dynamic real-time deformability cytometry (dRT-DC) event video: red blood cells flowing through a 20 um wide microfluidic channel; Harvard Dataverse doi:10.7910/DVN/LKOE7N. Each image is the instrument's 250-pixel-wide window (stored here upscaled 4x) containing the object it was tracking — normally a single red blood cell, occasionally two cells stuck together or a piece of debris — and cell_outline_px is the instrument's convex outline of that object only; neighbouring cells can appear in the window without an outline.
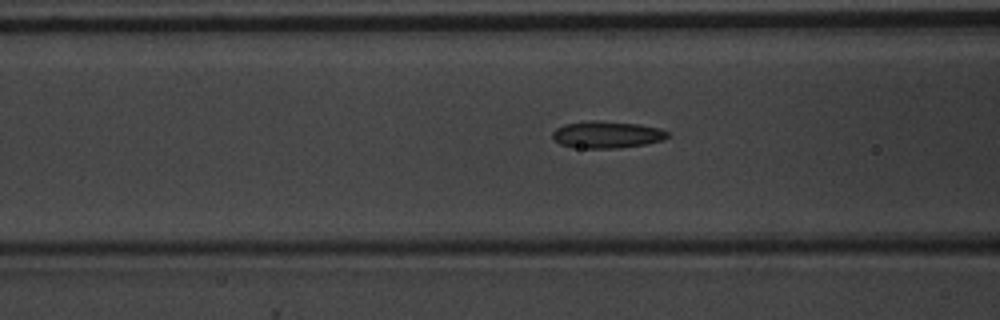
{"species": "common noctule bat (a hibernating species)", "species_latin": "Nyctalus noctula", "temperature_condition": "warm", "stored_images_in_passage": 42, "camera_frame_rate_fps": 3000, "um_per_image_px": 0.085, "animal": {"sex": "male", "body_mass_g": 20.1, "forearm_length_mm": 53.5}, "frame": {"image": 1, "passage_image": 15, "time_ms": 4.667, "image_size_px": [1000, 320], "cell_outline_px": [[668, 136], [660, 140], [644, 144], [620, 148], [572, 148], [560, 144], [552, 136], [552, 132], [556, 128], [564, 124], [588, 120], [600, 120], [640, 124], [660, 128], [668, 132]], "centroid_in_image_um": [51.54, 11.43], "position_along_channel_um": 115.1, "area_um2": 18.21}}
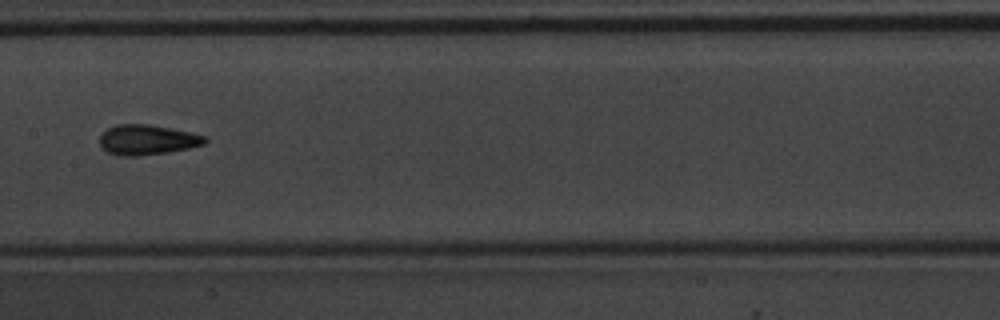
{"frame": {"image": 2, "passage_image": 21, "time_ms": 6.667, "image_size_px": [1000, 320], "cell_outline_px": [[208, 140], [204, 144], [188, 148], [168, 152], [136, 156], [120, 156], [108, 152], [100, 144], [100, 136], [108, 128], [116, 124], [148, 124], [192, 132], [208, 136]], "centroid_in_image_um": [12.55, 11.87], "position_along_channel_um": 194.9, "area_um2": 18.44}}
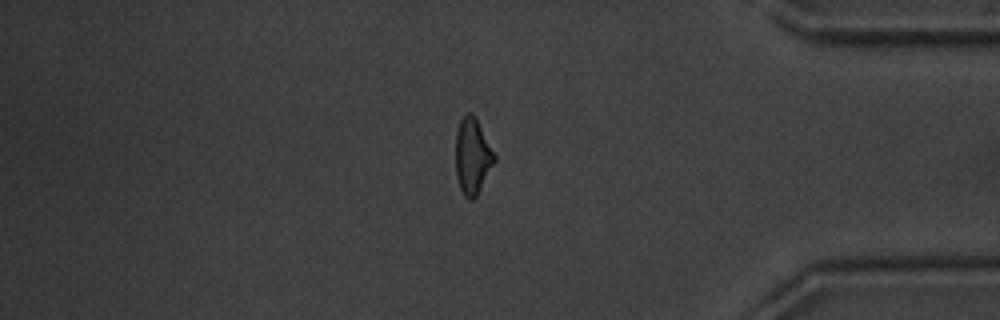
{"frame": {"image": 3, "passage_image": 38, "time_ms": 12.333, "image_size_px": [1000, 320], "cell_outline_px": [[496, 160], [476, 196], [472, 200], [468, 200], [464, 196], [460, 188], [456, 176], [456, 132], [460, 120], [468, 112], [472, 112], [496, 156]], "centroid_in_image_um": [40.15, 13.3], "position_along_channel_um": 395.1, "area_um2": 16.94}}